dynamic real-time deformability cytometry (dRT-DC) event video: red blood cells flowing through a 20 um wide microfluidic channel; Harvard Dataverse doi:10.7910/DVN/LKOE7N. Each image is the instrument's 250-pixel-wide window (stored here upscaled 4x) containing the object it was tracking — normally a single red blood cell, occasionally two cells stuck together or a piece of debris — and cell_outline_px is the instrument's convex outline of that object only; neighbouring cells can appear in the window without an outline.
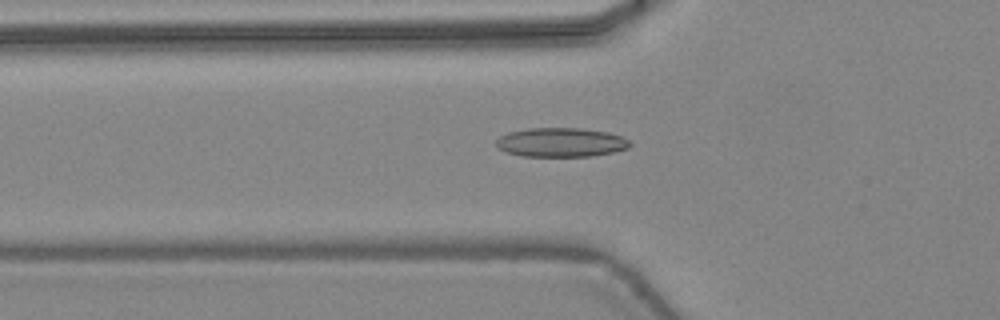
{"species": "common noctule bat (a hibernating species)", "species_latin": "Nyctalus noctula", "temperature_condition": "warm", "stored_images_in_passage": 44, "camera_frame_rate_fps": 3000, "um_per_image_px": 0.085, "animal": {"sex": "female", "body_mass_g": 24.6, "forearm_length_mm": 56.2}, "frame": {"image": 1, "passage_image": 17, "time_ms": 5.333, "image_size_px": [1000, 320], "cell_outline_px": [[632, 144], [628, 148], [612, 152], [592, 156], [520, 156], [504, 152], [496, 148], [496, 140], [500, 136], [508, 132], [528, 128], [580, 128], [608, 132], [620, 136], [628, 140]], "centroid_in_image_um": [47.63, 12.1], "position_along_channel_um": 78.2, "area_um2": 22.83}}
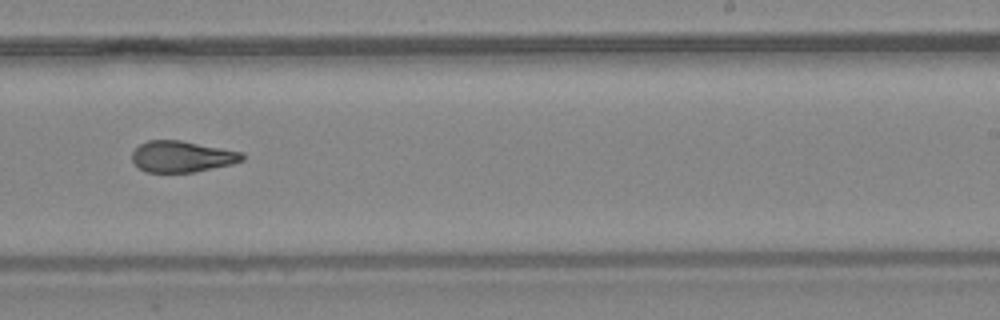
{"frame": {"image": 2, "passage_image": 30, "time_ms": 9.667, "image_size_px": [1000, 320], "cell_outline_px": [[244, 160], [232, 164], [196, 172], [144, 172], [132, 160], [132, 152], [140, 144], [148, 140], [180, 140], [244, 152]], "centroid_in_image_um": [15.49, 13.31], "position_along_channel_um": 273.5, "area_um2": 20.11}}
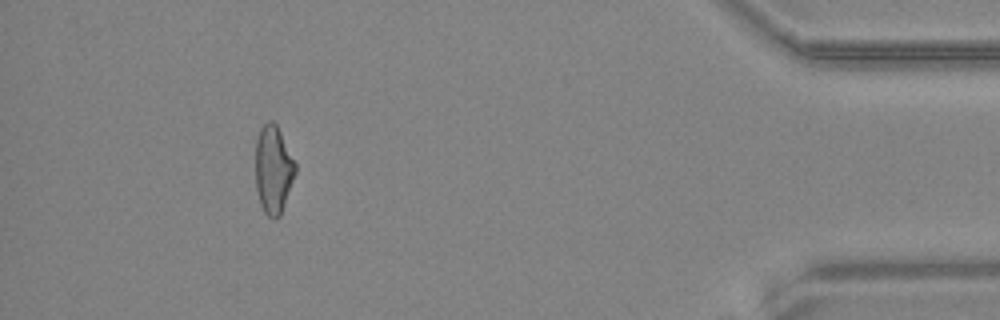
{"frame": {"image": 3, "passage_image": 43, "time_ms": 14.0, "image_size_px": [1000, 320], "cell_outline_px": [[296, 172], [280, 216], [276, 220], [268, 216], [264, 212], [260, 204], [256, 188], [256, 136], [260, 128], [268, 120], [272, 120], [276, 124], [296, 164]], "centroid_in_image_um": [23.22, 14.41], "position_along_channel_um": 412.0, "area_um2": 20.4}}